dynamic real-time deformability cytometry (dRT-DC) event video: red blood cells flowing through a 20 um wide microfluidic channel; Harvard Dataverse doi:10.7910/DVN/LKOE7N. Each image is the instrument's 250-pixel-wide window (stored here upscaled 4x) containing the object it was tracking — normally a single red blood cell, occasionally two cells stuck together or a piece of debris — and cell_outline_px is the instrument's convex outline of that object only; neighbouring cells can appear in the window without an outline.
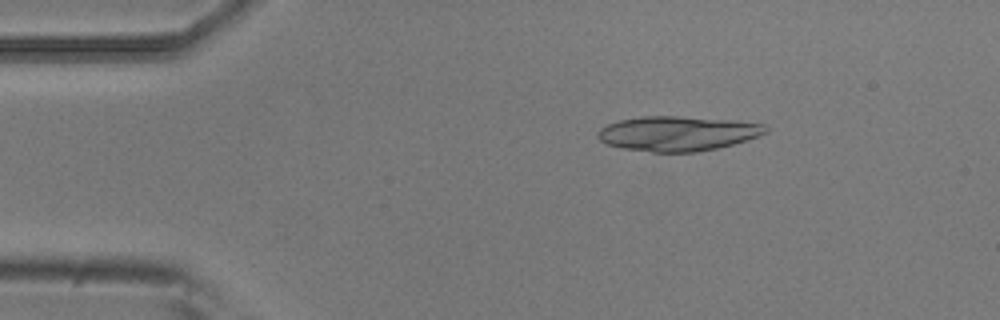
{"species": "common noctule bat (a hibernating species)", "species_latin": "Nyctalus noctula", "temperature_condition": "room temperature", "stored_images_in_passage": 5, "camera_frame_rate_fps": 3000, "um_per_image_px": 0.085, "animal": {"sex": "male", "body_mass_g": 20.5, "forearm_length_mm": 52.5}, "frame": {"image": 1, "passage_image": 2, "time_ms": 0.333, "image_size_px": [1000, 320], "cell_outline_px": [[768, 132], [732, 144], [716, 148], [696, 152], [652, 152], [624, 148], [608, 144], [600, 140], [596, 136], [596, 132], [600, 128], [608, 124], [620, 120], [640, 116], [676, 116], [736, 120], [764, 124], [768, 128]], "centroid_in_image_um": [57.58, 11.34], "position_along_channel_um": 27.4, "area_um2": 33.87}}